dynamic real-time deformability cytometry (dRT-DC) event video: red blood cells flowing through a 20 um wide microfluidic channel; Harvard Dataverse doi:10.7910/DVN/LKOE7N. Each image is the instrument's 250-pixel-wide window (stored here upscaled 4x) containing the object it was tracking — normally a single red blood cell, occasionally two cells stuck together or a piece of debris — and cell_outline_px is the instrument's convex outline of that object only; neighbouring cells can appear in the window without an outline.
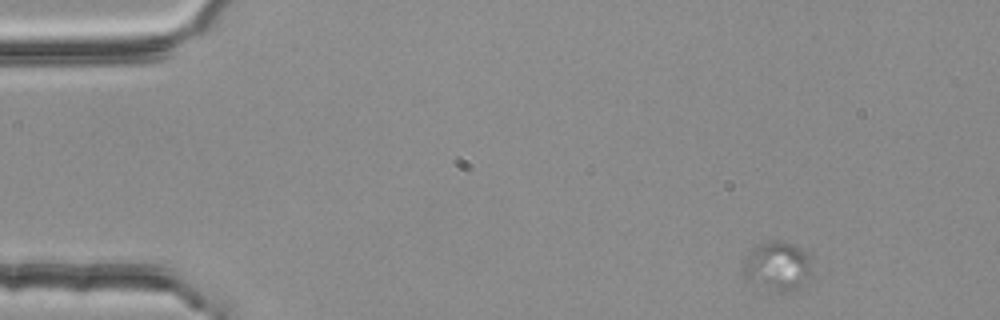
{"species": "common noctule bat (a hibernating species)", "species_latin": "Nyctalus noctula", "temperature_condition": "room temperature", "stored_images_in_passage": 4, "camera_frame_rate_fps": 3000, "um_per_image_px": 0.085, "animal": {"sex": "female", "body_mass_g": 25.1}, "frame": {"image": 1, "passage_image": 1, "time_ms": 0.0, "image_size_px": [1000, 320], "cell_outline_px": [[812, 276], [800, 288], [788, 292], [780, 292], [748, 280], [744, 276], [744, 256], [752, 248], [760, 244], [772, 240], [780, 240], [792, 244], [800, 248], [812, 256]], "centroid_in_image_um": [66.15, 22.6], "position_along_channel_um": 18.8, "area_um2": 19.94}}